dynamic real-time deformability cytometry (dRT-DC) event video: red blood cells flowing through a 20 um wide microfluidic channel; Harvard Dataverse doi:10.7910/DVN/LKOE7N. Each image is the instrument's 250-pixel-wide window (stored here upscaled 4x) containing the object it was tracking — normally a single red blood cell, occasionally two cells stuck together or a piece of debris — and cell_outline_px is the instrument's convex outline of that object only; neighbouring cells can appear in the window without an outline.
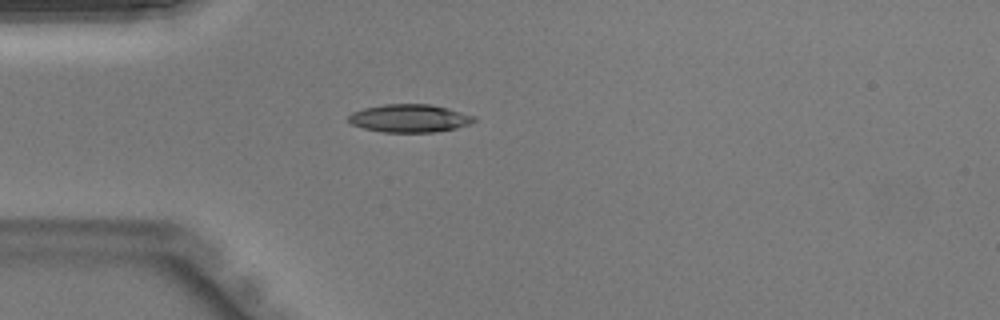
{"species": "Egyptian fruit bat (a non-hibernating species)", "species_latin": "Rousettus aegyptiacus", "temperature_condition": "warm", "stored_images_in_passage": 32, "camera_frame_rate_fps": 3000, "um_per_image_px": 0.085, "animal": {"sex": "male"}, "frame": {"image": 1, "passage_image": 1, "time_ms": 0.0, "image_size_px": [1000, 320], "cell_outline_px": [[476, 120], [468, 124], [456, 128], [436, 132], [384, 132], [364, 128], [352, 124], [348, 120], [348, 116], [352, 112], [364, 108], [384, 104], [428, 104], [448, 108], [476, 116]], "centroid_in_image_um": [34.82, 10.05], "position_along_channel_um": 50.2, "area_um2": 20.4}}
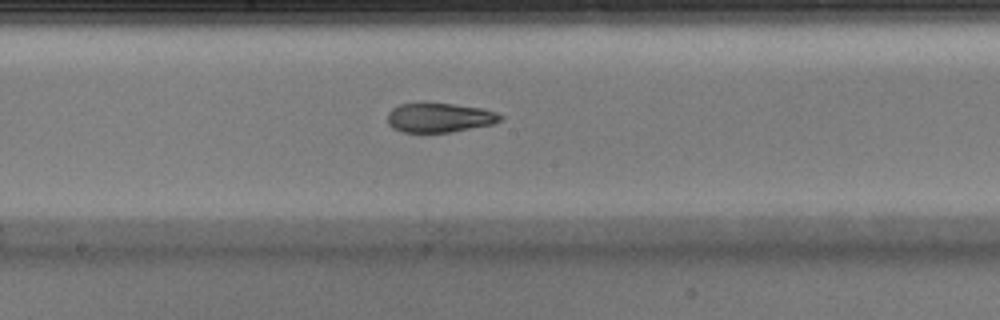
{"frame": {"image": 2, "passage_image": 12, "time_ms": 3.667, "image_size_px": [1000, 320], "cell_outline_px": [[504, 116], [500, 120], [492, 124], [448, 132], [404, 132], [392, 128], [388, 124], [388, 112], [392, 108], [400, 104], [456, 104], [480, 108], [496, 112]], "centroid_in_image_um": [37.34, 10.0], "position_along_channel_um": 210.9, "area_um2": 18.96}}
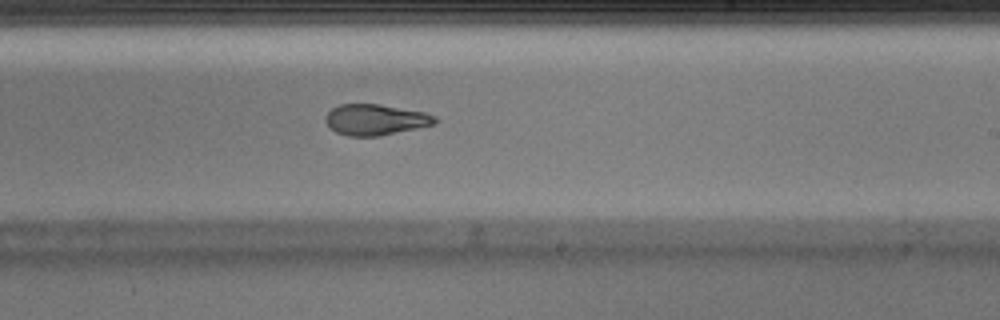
{"frame": {"image": 3, "passage_image": 15, "time_ms": 4.667, "image_size_px": [1000, 320], "cell_outline_px": [[440, 120], [432, 124], [416, 128], [376, 136], [348, 136], [336, 132], [324, 120], [324, 116], [332, 108], [340, 104], [380, 104], [424, 112], [436, 116]], "centroid_in_image_um": [31.89, 10.16], "position_along_channel_um": 257.1, "area_um2": 19.54}}